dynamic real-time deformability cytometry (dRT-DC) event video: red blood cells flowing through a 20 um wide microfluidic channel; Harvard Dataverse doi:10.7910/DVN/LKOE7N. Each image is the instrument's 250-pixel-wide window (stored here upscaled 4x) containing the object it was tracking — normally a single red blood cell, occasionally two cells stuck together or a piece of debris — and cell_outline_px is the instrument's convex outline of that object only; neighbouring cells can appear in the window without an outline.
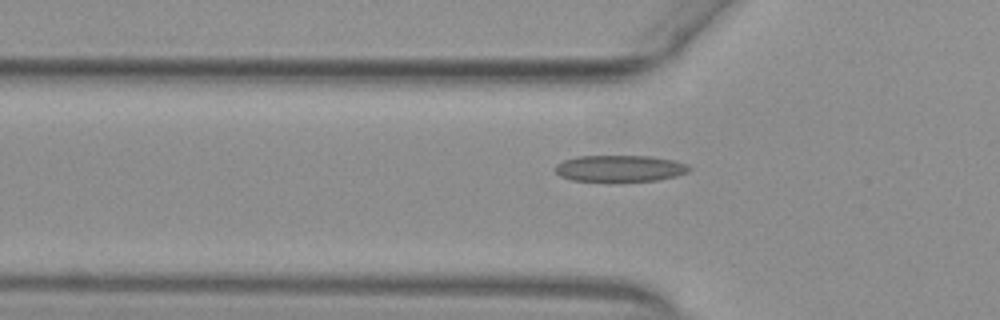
{"species": "common noctule bat (a hibernating species)", "species_latin": "Nyctalus noctula", "temperature_condition": "warm", "stored_images_in_passage": 33, "camera_frame_rate_fps": 3000, "um_per_image_px": 0.085, "animal": {"sex": "female", "body_mass_g": 29.2, "forearm_length_mm": 56.3}, "frame": {"image": 1, "passage_image": 4, "time_ms": 1.0, "image_size_px": [1000, 320], "cell_outline_px": [[692, 168], [688, 172], [676, 176], [656, 180], [572, 180], [560, 176], [552, 168], [556, 164], [564, 160], [576, 156], [652, 156], [676, 160], [688, 164]], "centroid_in_image_um": [52.7, 14.29], "position_along_channel_um": 73.1, "area_um2": 20.58}}
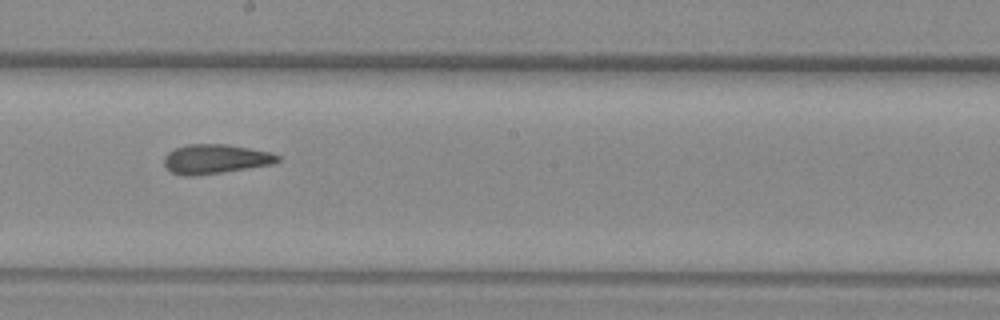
{"frame": {"image": 2, "passage_image": 16, "time_ms": 5.0, "image_size_px": [1000, 320], "cell_outline_px": [[280, 160], [272, 164], [220, 172], [192, 176], [184, 176], [172, 172], [164, 164], [164, 156], [168, 152], [176, 148], [188, 144], [228, 144], [272, 152], [280, 156]], "centroid_in_image_um": [18.31, 13.5], "position_along_channel_um": 229.9, "area_um2": 19.31}}
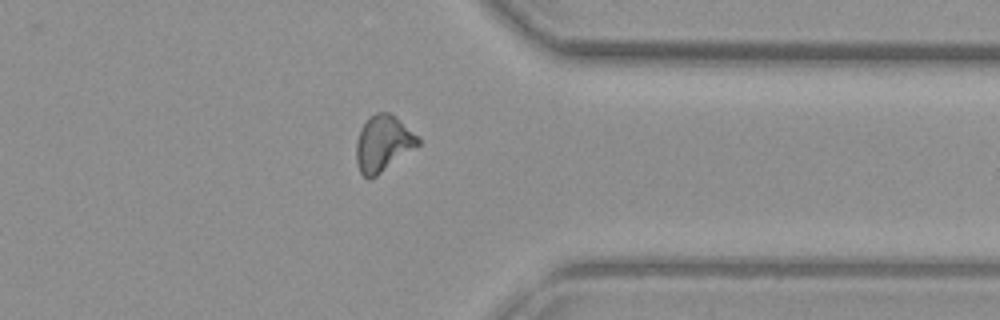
{"frame": {"image": 3, "passage_image": 28, "time_ms": 9.0, "image_size_px": [1000, 320], "cell_outline_px": [[420, 144], [376, 176], [368, 180], [360, 172], [356, 160], [356, 140], [360, 128], [368, 116], [376, 112], [388, 112], [396, 116], [420, 140]], "centroid_in_image_um": [32.52, 12.18], "position_along_channel_um": 378.9, "area_um2": 20.11}}